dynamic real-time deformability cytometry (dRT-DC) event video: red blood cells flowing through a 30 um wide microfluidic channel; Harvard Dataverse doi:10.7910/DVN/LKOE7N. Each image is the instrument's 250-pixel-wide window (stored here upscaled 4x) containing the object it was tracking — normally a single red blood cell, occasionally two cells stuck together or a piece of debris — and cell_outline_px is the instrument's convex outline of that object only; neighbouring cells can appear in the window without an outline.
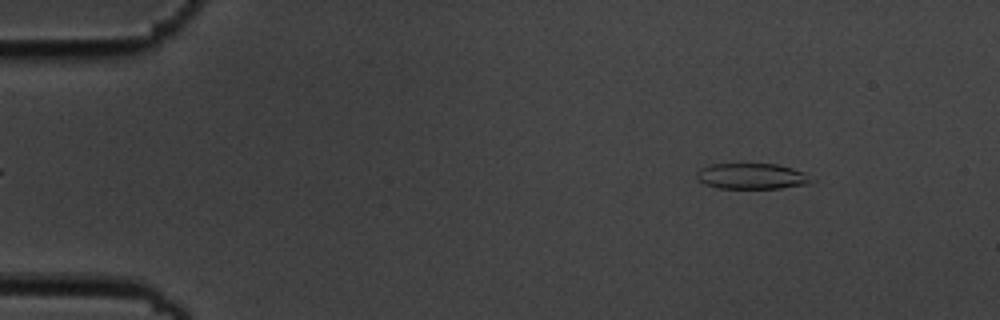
{"species": "common noctule bat (a hibernating species)", "species_latin": "Nyctalus noctula", "temperature_condition": "cold", "stored_images_in_passage": 55, "camera_frame_rate_fps": 3000, "um_per_image_px": 0.085, "animal": {"sex": "male", "body_mass_g": 19.5, "forearm_length_mm": 54.6}, "frame": {"image": 1, "passage_image": 6, "time_ms": 1.667, "image_size_px": [1000, 320], "cell_outline_px": [[816, 180], [812, 184], [780, 188], [720, 188], [704, 184], [696, 180], [696, 172], [700, 168], [712, 164], [776, 164], [792, 168], [804, 172]], "centroid_in_image_um": [63.93, 14.98], "position_along_channel_um": 21.1, "area_um2": 17.46}}
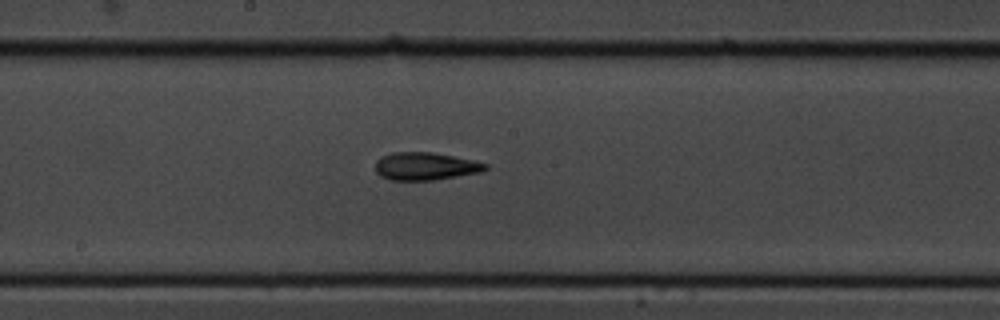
{"frame": {"image": 2, "passage_image": 29, "time_ms": 9.333, "image_size_px": [1000, 320], "cell_outline_px": [[488, 168], [480, 172], [432, 180], [388, 180], [380, 176], [376, 172], [376, 160], [380, 156], [392, 152], [432, 152], [472, 160], [488, 164]], "centroid_in_image_um": [36.1, 14.13], "position_along_channel_um": 212.1, "area_um2": 17.74}}
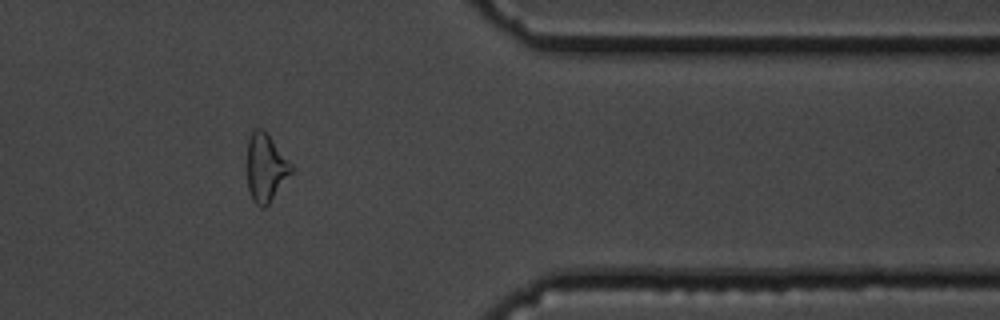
{"frame": {"image": 3, "passage_image": 45, "time_ms": 14.667, "image_size_px": [1000, 320], "cell_outline_px": [[292, 172], [268, 204], [264, 208], [260, 208], [252, 200], [248, 188], [248, 140], [252, 128], [260, 128], [268, 136], [292, 164]], "centroid_in_image_um": [22.57, 14.28], "position_along_channel_um": 388.8, "area_um2": 17.05}, "authors_computed_cell_mechanics": {"area_um2": 18.0336, "velocity_mm_per_s": 3.6191, "shape_relaxation_time_tau1_ms": 8.6645, "shape_relaxation_time_tau2_ms": 3.9085, "deformation_change_tau1": 0.2071, "deformation_change_tau2": 0.1287}}